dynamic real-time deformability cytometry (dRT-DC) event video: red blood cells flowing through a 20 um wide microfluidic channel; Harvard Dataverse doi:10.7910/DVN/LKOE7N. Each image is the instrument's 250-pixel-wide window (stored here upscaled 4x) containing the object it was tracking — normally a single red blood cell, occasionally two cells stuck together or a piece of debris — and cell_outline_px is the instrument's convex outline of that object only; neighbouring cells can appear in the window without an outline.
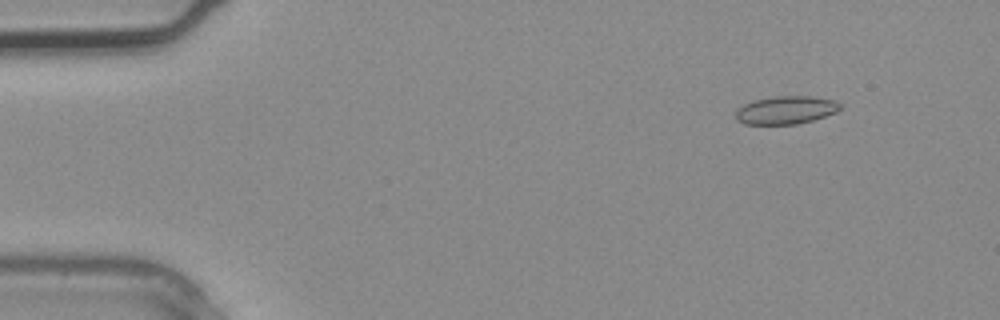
{"species": "common noctule bat (a hibernating species)", "species_latin": "Nyctalus noctula", "temperature_condition": "warm", "stored_images_in_passage": 2, "segment_of_instrument_passage": [2, 2], "camera_frame_rate_fps": 3000, "um_per_image_px": 0.085, "animal": {"sex": "male", "body_mass_g": 20.4}, "frame": {"image": 1, "passage_image": 2, "time_ms": 0.333, "image_size_px": [1000, 320], "cell_outline_px": [[840, 108], [836, 112], [812, 120], [796, 124], [744, 124], [736, 120], [736, 108], [752, 100], [776, 96], [812, 96], [836, 100], [840, 104]], "centroid_in_image_um": [66.77, 9.35], "position_along_channel_um": 18.2, "area_um2": 17.11}}